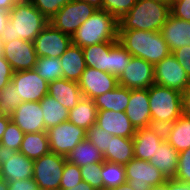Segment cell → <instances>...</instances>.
I'll return each mask as SVG.
<instances>
[{
	"instance_id": "1",
	"label": "cell",
	"mask_w": 190,
	"mask_h": 190,
	"mask_svg": "<svg viewBox=\"0 0 190 190\" xmlns=\"http://www.w3.org/2000/svg\"><path fill=\"white\" fill-rule=\"evenodd\" d=\"M48 23L49 20L29 0H18L9 11L0 40L2 43L17 39L33 42Z\"/></svg>"
},
{
	"instance_id": "2",
	"label": "cell",
	"mask_w": 190,
	"mask_h": 190,
	"mask_svg": "<svg viewBox=\"0 0 190 190\" xmlns=\"http://www.w3.org/2000/svg\"><path fill=\"white\" fill-rule=\"evenodd\" d=\"M118 42L133 56L153 66L171 54L160 31L119 30Z\"/></svg>"
},
{
	"instance_id": "3",
	"label": "cell",
	"mask_w": 190,
	"mask_h": 190,
	"mask_svg": "<svg viewBox=\"0 0 190 190\" xmlns=\"http://www.w3.org/2000/svg\"><path fill=\"white\" fill-rule=\"evenodd\" d=\"M170 14V5L154 0H137L119 20V30L160 31Z\"/></svg>"
},
{
	"instance_id": "4",
	"label": "cell",
	"mask_w": 190,
	"mask_h": 190,
	"mask_svg": "<svg viewBox=\"0 0 190 190\" xmlns=\"http://www.w3.org/2000/svg\"><path fill=\"white\" fill-rule=\"evenodd\" d=\"M119 20L104 10H96L72 35V44L81 48L118 40Z\"/></svg>"
},
{
	"instance_id": "5",
	"label": "cell",
	"mask_w": 190,
	"mask_h": 190,
	"mask_svg": "<svg viewBox=\"0 0 190 190\" xmlns=\"http://www.w3.org/2000/svg\"><path fill=\"white\" fill-rule=\"evenodd\" d=\"M152 126L165 128L182 115V93L152 85L148 89Z\"/></svg>"
},
{
	"instance_id": "6",
	"label": "cell",
	"mask_w": 190,
	"mask_h": 190,
	"mask_svg": "<svg viewBox=\"0 0 190 190\" xmlns=\"http://www.w3.org/2000/svg\"><path fill=\"white\" fill-rule=\"evenodd\" d=\"M126 179L133 190H153L163 186L167 178L149 161L133 158L125 165Z\"/></svg>"
},
{
	"instance_id": "7",
	"label": "cell",
	"mask_w": 190,
	"mask_h": 190,
	"mask_svg": "<svg viewBox=\"0 0 190 190\" xmlns=\"http://www.w3.org/2000/svg\"><path fill=\"white\" fill-rule=\"evenodd\" d=\"M66 160V157L52 152L34 160L33 180L40 190H59Z\"/></svg>"
},
{
	"instance_id": "8",
	"label": "cell",
	"mask_w": 190,
	"mask_h": 190,
	"mask_svg": "<svg viewBox=\"0 0 190 190\" xmlns=\"http://www.w3.org/2000/svg\"><path fill=\"white\" fill-rule=\"evenodd\" d=\"M97 9L78 0H71L49 20L55 28L62 33L72 35L77 31L82 23H85Z\"/></svg>"
},
{
	"instance_id": "9",
	"label": "cell",
	"mask_w": 190,
	"mask_h": 190,
	"mask_svg": "<svg viewBox=\"0 0 190 190\" xmlns=\"http://www.w3.org/2000/svg\"><path fill=\"white\" fill-rule=\"evenodd\" d=\"M47 135L50 151L67 157L78 143L86 139V130L67 120L49 128Z\"/></svg>"
},
{
	"instance_id": "10",
	"label": "cell",
	"mask_w": 190,
	"mask_h": 190,
	"mask_svg": "<svg viewBox=\"0 0 190 190\" xmlns=\"http://www.w3.org/2000/svg\"><path fill=\"white\" fill-rule=\"evenodd\" d=\"M155 84L183 93L190 87V78L181 64L170 54L154 65Z\"/></svg>"
},
{
	"instance_id": "11",
	"label": "cell",
	"mask_w": 190,
	"mask_h": 190,
	"mask_svg": "<svg viewBox=\"0 0 190 190\" xmlns=\"http://www.w3.org/2000/svg\"><path fill=\"white\" fill-rule=\"evenodd\" d=\"M37 57L60 58L71 46L72 37L48 23L33 41Z\"/></svg>"
},
{
	"instance_id": "12",
	"label": "cell",
	"mask_w": 190,
	"mask_h": 190,
	"mask_svg": "<svg viewBox=\"0 0 190 190\" xmlns=\"http://www.w3.org/2000/svg\"><path fill=\"white\" fill-rule=\"evenodd\" d=\"M154 84V66L142 58L133 56L118 77V85L130 90L149 89Z\"/></svg>"
},
{
	"instance_id": "13",
	"label": "cell",
	"mask_w": 190,
	"mask_h": 190,
	"mask_svg": "<svg viewBox=\"0 0 190 190\" xmlns=\"http://www.w3.org/2000/svg\"><path fill=\"white\" fill-rule=\"evenodd\" d=\"M11 81L22 102H39L48 94L47 81L34 69L14 72Z\"/></svg>"
},
{
	"instance_id": "14",
	"label": "cell",
	"mask_w": 190,
	"mask_h": 190,
	"mask_svg": "<svg viewBox=\"0 0 190 190\" xmlns=\"http://www.w3.org/2000/svg\"><path fill=\"white\" fill-rule=\"evenodd\" d=\"M3 56L14 72L34 69L38 58L33 42L22 39L3 43Z\"/></svg>"
},
{
	"instance_id": "15",
	"label": "cell",
	"mask_w": 190,
	"mask_h": 190,
	"mask_svg": "<svg viewBox=\"0 0 190 190\" xmlns=\"http://www.w3.org/2000/svg\"><path fill=\"white\" fill-rule=\"evenodd\" d=\"M83 97L94 99L118 86V78L111 73L86 67L78 81Z\"/></svg>"
},
{
	"instance_id": "16",
	"label": "cell",
	"mask_w": 190,
	"mask_h": 190,
	"mask_svg": "<svg viewBox=\"0 0 190 190\" xmlns=\"http://www.w3.org/2000/svg\"><path fill=\"white\" fill-rule=\"evenodd\" d=\"M10 118L24 134L47 131L39 102H22Z\"/></svg>"
},
{
	"instance_id": "17",
	"label": "cell",
	"mask_w": 190,
	"mask_h": 190,
	"mask_svg": "<svg viewBox=\"0 0 190 190\" xmlns=\"http://www.w3.org/2000/svg\"><path fill=\"white\" fill-rule=\"evenodd\" d=\"M164 140V128L149 126L136 129L133 137L134 158L149 161Z\"/></svg>"
},
{
	"instance_id": "18",
	"label": "cell",
	"mask_w": 190,
	"mask_h": 190,
	"mask_svg": "<svg viewBox=\"0 0 190 190\" xmlns=\"http://www.w3.org/2000/svg\"><path fill=\"white\" fill-rule=\"evenodd\" d=\"M125 114L136 129L152 126L148 89L130 90Z\"/></svg>"
},
{
	"instance_id": "19",
	"label": "cell",
	"mask_w": 190,
	"mask_h": 190,
	"mask_svg": "<svg viewBox=\"0 0 190 190\" xmlns=\"http://www.w3.org/2000/svg\"><path fill=\"white\" fill-rule=\"evenodd\" d=\"M95 124L113 136L133 138L136 133V128L131 124L125 112L98 111Z\"/></svg>"
},
{
	"instance_id": "20",
	"label": "cell",
	"mask_w": 190,
	"mask_h": 190,
	"mask_svg": "<svg viewBox=\"0 0 190 190\" xmlns=\"http://www.w3.org/2000/svg\"><path fill=\"white\" fill-rule=\"evenodd\" d=\"M171 53L190 45V22L178 19L171 14L160 30Z\"/></svg>"
},
{
	"instance_id": "21",
	"label": "cell",
	"mask_w": 190,
	"mask_h": 190,
	"mask_svg": "<svg viewBox=\"0 0 190 190\" xmlns=\"http://www.w3.org/2000/svg\"><path fill=\"white\" fill-rule=\"evenodd\" d=\"M48 95L70 110L83 98L79 84L65 78L48 83Z\"/></svg>"
},
{
	"instance_id": "22",
	"label": "cell",
	"mask_w": 190,
	"mask_h": 190,
	"mask_svg": "<svg viewBox=\"0 0 190 190\" xmlns=\"http://www.w3.org/2000/svg\"><path fill=\"white\" fill-rule=\"evenodd\" d=\"M33 166L34 160L29 159L20 151H16V153L1 166L0 177L7 183L15 180L33 178Z\"/></svg>"
},
{
	"instance_id": "23",
	"label": "cell",
	"mask_w": 190,
	"mask_h": 190,
	"mask_svg": "<svg viewBox=\"0 0 190 190\" xmlns=\"http://www.w3.org/2000/svg\"><path fill=\"white\" fill-rule=\"evenodd\" d=\"M178 154L165 139L158 147L149 162L157 167L167 179H172L177 173Z\"/></svg>"
},
{
	"instance_id": "24",
	"label": "cell",
	"mask_w": 190,
	"mask_h": 190,
	"mask_svg": "<svg viewBox=\"0 0 190 190\" xmlns=\"http://www.w3.org/2000/svg\"><path fill=\"white\" fill-rule=\"evenodd\" d=\"M59 60L63 69V78L78 82L86 69L82 48L71 44Z\"/></svg>"
},
{
	"instance_id": "25",
	"label": "cell",
	"mask_w": 190,
	"mask_h": 190,
	"mask_svg": "<svg viewBox=\"0 0 190 190\" xmlns=\"http://www.w3.org/2000/svg\"><path fill=\"white\" fill-rule=\"evenodd\" d=\"M165 139L178 152L190 148V118L181 115L164 128Z\"/></svg>"
},
{
	"instance_id": "26",
	"label": "cell",
	"mask_w": 190,
	"mask_h": 190,
	"mask_svg": "<svg viewBox=\"0 0 190 190\" xmlns=\"http://www.w3.org/2000/svg\"><path fill=\"white\" fill-rule=\"evenodd\" d=\"M106 161L126 165L134 158L133 138H124L110 134L109 147L103 154Z\"/></svg>"
},
{
	"instance_id": "27",
	"label": "cell",
	"mask_w": 190,
	"mask_h": 190,
	"mask_svg": "<svg viewBox=\"0 0 190 190\" xmlns=\"http://www.w3.org/2000/svg\"><path fill=\"white\" fill-rule=\"evenodd\" d=\"M130 99V89L118 85L113 90L94 98V103L98 111H118L125 112Z\"/></svg>"
},
{
	"instance_id": "28",
	"label": "cell",
	"mask_w": 190,
	"mask_h": 190,
	"mask_svg": "<svg viewBox=\"0 0 190 190\" xmlns=\"http://www.w3.org/2000/svg\"><path fill=\"white\" fill-rule=\"evenodd\" d=\"M98 109L95 106L94 100L83 97L77 105L69 110V121L74 125L89 129L96 123Z\"/></svg>"
},
{
	"instance_id": "29",
	"label": "cell",
	"mask_w": 190,
	"mask_h": 190,
	"mask_svg": "<svg viewBox=\"0 0 190 190\" xmlns=\"http://www.w3.org/2000/svg\"><path fill=\"white\" fill-rule=\"evenodd\" d=\"M19 151L32 160L50 153L47 131L24 134Z\"/></svg>"
},
{
	"instance_id": "30",
	"label": "cell",
	"mask_w": 190,
	"mask_h": 190,
	"mask_svg": "<svg viewBox=\"0 0 190 190\" xmlns=\"http://www.w3.org/2000/svg\"><path fill=\"white\" fill-rule=\"evenodd\" d=\"M66 158L69 162L79 167L104 161L103 154L88 139L78 143Z\"/></svg>"
},
{
	"instance_id": "31",
	"label": "cell",
	"mask_w": 190,
	"mask_h": 190,
	"mask_svg": "<svg viewBox=\"0 0 190 190\" xmlns=\"http://www.w3.org/2000/svg\"><path fill=\"white\" fill-rule=\"evenodd\" d=\"M86 67L109 73L110 42H102L82 48Z\"/></svg>"
},
{
	"instance_id": "32",
	"label": "cell",
	"mask_w": 190,
	"mask_h": 190,
	"mask_svg": "<svg viewBox=\"0 0 190 190\" xmlns=\"http://www.w3.org/2000/svg\"><path fill=\"white\" fill-rule=\"evenodd\" d=\"M39 103L43 110V120L47 130L69 119V110L52 96L45 95Z\"/></svg>"
},
{
	"instance_id": "33",
	"label": "cell",
	"mask_w": 190,
	"mask_h": 190,
	"mask_svg": "<svg viewBox=\"0 0 190 190\" xmlns=\"http://www.w3.org/2000/svg\"><path fill=\"white\" fill-rule=\"evenodd\" d=\"M103 190L119 187L127 182L125 166L104 160L101 172Z\"/></svg>"
},
{
	"instance_id": "34",
	"label": "cell",
	"mask_w": 190,
	"mask_h": 190,
	"mask_svg": "<svg viewBox=\"0 0 190 190\" xmlns=\"http://www.w3.org/2000/svg\"><path fill=\"white\" fill-rule=\"evenodd\" d=\"M132 55L117 41L110 42L109 73L117 78L129 64Z\"/></svg>"
},
{
	"instance_id": "35",
	"label": "cell",
	"mask_w": 190,
	"mask_h": 190,
	"mask_svg": "<svg viewBox=\"0 0 190 190\" xmlns=\"http://www.w3.org/2000/svg\"><path fill=\"white\" fill-rule=\"evenodd\" d=\"M34 70L47 83L63 78V69L59 58L38 57Z\"/></svg>"
},
{
	"instance_id": "36",
	"label": "cell",
	"mask_w": 190,
	"mask_h": 190,
	"mask_svg": "<svg viewBox=\"0 0 190 190\" xmlns=\"http://www.w3.org/2000/svg\"><path fill=\"white\" fill-rule=\"evenodd\" d=\"M21 103L12 81L0 90V110L4 116L11 117Z\"/></svg>"
},
{
	"instance_id": "37",
	"label": "cell",
	"mask_w": 190,
	"mask_h": 190,
	"mask_svg": "<svg viewBox=\"0 0 190 190\" xmlns=\"http://www.w3.org/2000/svg\"><path fill=\"white\" fill-rule=\"evenodd\" d=\"M102 166L103 162H95L80 167L82 181L90 184L96 190H103Z\"/></svg>"
},
{
	"instance_id": "38",
	"label": "cell",
	"mask_w": 190,
	"mask_h": 190,
	"mask_svg": "<svg viewBox=\"0 0 190 190\" xmlns=\"http://www.w3.org/2000/svg\"><path fill=\"white\" fill-rule=\"evenodd\" d=\"M24 132L12 121H10L4 131L0 143L8 148L19 151L23 140Z\"/></svg>"
},
{
	"instance_id": "39",
	"label": "cell",
	"mask_w": 190,
	"mask_h": 190,
	"mask_svg": "<svg viewBox=\"0 0 190 190\" xmlns=\"http://www.w3.org/2000/svg\"><path fill=\"white\" fill-rule=\"evenodd\" d=\"M86 139L95 145L102 154L105 153L110 143V132L94 124L86 130Z\"/></svg>"
},
{
	"instance_id": "40",
	"label": "cell",
	"mask_w": 190,
	"mask_h": 190,
	"mask_svg": "<svg viewBox=\"0 0 190 190\" xmlns=\"http://www.w3.org/2000/svg\"><path fill=\"white\" fill-rule=\"evenodd\" d=\"M82 182L80 167L66 160L59 190L69 189Z\"/></svg>"
},
{
	"instance_id": "41",
	"label": "cell",
	"mask_w": 190,
	"mask_h": 190,
	"mask_svg": "<svg viewBox=\"0 0 190 190\" xmlns=\"http://www.w3.org/2000/svg\"><path fill=\"white\" fill-rule=\"evenodd\" d=\"M137 0H103L102 10L120 20L136 4Z\"/></svg>"
},
{
	"instance_id": "42",
	"label": "cell",
	"mask_w": 190,
	"mask_h": 190,
	"mask_svg": "<svg viewBox=\"0 0 190 190\" xmlns=\"http://www.w3.org/2000/svg\"><path fill=\"white\" fill-rule=\"evenodd\" d=\"M48 20L71 0H29Z\"/></svg>"
},
{
	"instance_id": "43",
	"label": "cell",
	"mask_w": 190,
	"mask_h": 190,
	"mask_svg": "<svg viewBox=\"0 0 190 190\" xmlns=\"http://www.w3.org/2000/svg\"><path fill=\"white\" fill-rule=\"evenodd\" d=\"M174 179L190 183V148L179 152L177 173Z\"/></svg>"
},
{
	"instance_id": "44",
	"label": "cell",
	"mask_w": 190,
	"mask_h": 190,
	"mask_svg": "<svg viewBox=\"0 0 190 190\" xmlns=\"http://www.w3.org/2000/svg\"><path fill=\"white\" fill-rule=\"evenodd\" d=\"M170 12L172 16L190 22V0H173Z\"/></svg>"
},
{
	"instance_id": "45",
	"label": "cell",
	"mask_w": 190,
	"mask_h": 190,
	"mask_svg": "<svg viewBox=\"0 0 190 190\" xmlns=\"http://www.w3.org/2000/svg\"><path fill=\"white\" fill-rule=\"evenodd\" d=\"M171 54L181 64L184 71L187 73V75L190 78V45L178 48L174 50Z\"/></svg>"
},
{
	"instance_id": "46",
	"label": "cell",
	"mask_w": 190,
	"mask_h": 190,
	"mask_svg": "<svg viewBox=\"0 0 190 190\" xmlns=\"http://www.w3.org/2000/svg\"><path fill=\"white\" fill-rule=\"evenodd\" d=\"M13 74L14 71L10 64L4 56H0V90L11 81Z\"/></svg>"
},
{
	"instance_id": "47",
	"label": "cell",
	"mask_w": 190,
	"mask_h": 190,
	"mask_svg": "<svg viewBox=\"0 0 190 190\" xmlns=\"http://www.w3.org/2000/svg\"><path fill=\"white\" fill-rule=\"evenodd\" d=\"M7 184L8 190H40L33 178L15 180Z\"/></svg>"
},
{
	"instance_id": "48",
	"label": "cell",
	"mask_w": 190,
	"mask_h": 190,
	"mask_svg": "<svg viewBox=\"0 0 190 190\" xmlns=\"http://www.w3.org/2000/svg\"><path fill=\"white\" fill-rule=\"evenodd\" d=\"M166 190H190V183L182 182L177 179H167L163 185Z\"/></svg>"
},
{
	"instance_id": "49",
	"label": "cell",
	"mask_w": 190,
	"mask_h": 190,
	"mask_svg": "<svg viewBox=\"0 0 190 190\" xmlns=\"http://www.w3.org/2000/svg\"><path fill=\"white\" fill-rule=\"evenodd\" d=\"M182 114L190 118V87L182 93Z\"/></svg>"
},
{
	"instance_id": "50",
	"label": "cell",
	"mask_w": 190,
	"mask_h": 190,
	"mask_svg": "<svg viewBox=\"0 0 190 190\" xmlns=\"http://www.w3.org/2000/svg\"><path fill=\"white\" fill-rule=\"evenodd\" d=\"M16 151L0 143V165L2 166Z\"/></svg>"
},
{
	"instance_id": "51",
	"label": "cell",
	"mask_w": 190,
	"mask_h": 190,
	"mask_svg": "<svg viewBox=\"0 0 190 190\" xmlns=\"http://www.w3.org/2000/svg\"><path fill=\"white\" fill-rule=\"evenodd\" d=\"M9 18V11L0 9V39Z\"/></svg>"
},
{
	"instance_id": "52",
	"label": "cell",
	"mask_w": 190,
	"mask_h": 190,
	"mask_svg": "<svg viewBox=\"0 0 190 190\" xmlns=\"http://www.w3.org/2000/svg\"><path fill=\"white\" fill-rule=\"evenodd\" d=\"M18 0H0V9L10 11Z\"/></svg>"
},
{
	"instance_id": "53",
	"label": "cell",
	"mask_w": 190,
	"mask_h": 190,
	"mask_svg": "<svg viewBox=\"0 0 190 190\" xmlns=\"http://www.w3.org/2000/svg\"><path fill=\"white\" fill-rule=\"evenodd\" d=\"M64 190H96V189H94L90 184L86 183L85 181H82L78 183L76 186Z\"/></svg>"
},
{
	"instance_id": "54",
	"label": "cell",
	"mask_w": 190,
	"mask_h": 190,
	"mask_svg": "<svg viewBox=\"0 0 190 190\" xmlns=\"http://www.w3.org/2000/svg\"><path fill=\"white\" fill-rule=\"evenodd\" d=\"M10 121H11V118L7 117V116H3L2 118H0V141L3 137L4 131L6 130V127Z\"/></svg>"
},
{
	"instance_id": "55",
	"label": "cell",
	"mask_w": 190,
	"mask_h": 190,
	"mask_svg": "<svg viewBox=\"0 0 190 190\" xmlns=\"http://www.w3.org/2000/svg\"><path fill=\"white\" fill-rule=\"evenodd\" d=\"M78 1L87 2L88 4L96 8L97 10H102L103 0H78Z\"/></svg>"
},
{
	"instance_id": "56",
	"label": "cell",
	"mask_w": 190,
	"mask_h": 190,
	"mask_svg": "<svg viewBox=\"0 0 190 190\" xmlns=\"http://www.w3.org/2000/svg\"><path fill=\"white\" fill-rule=\"evenodd\" d=\"M109 190H133L128 182L123 183L119 187L111 188Z\"/></svg>"
},
{
	"instance_id": "57",
	"label": "cell",
	"mask_w": 190,
	"mask_h": 190,
	"mask_svg": "<svg viewBox=\"0 0 190 190\" xmlns=\"http://www.w3.org/2000/svg\"><path fill=\"white\" fill-rule=\"evenodd\" d=\"M0 190H8L7 182L0 177Z\"/></svg>"
},
{
	"instance_id": "58",
	"label": "cell",
	"mask_w": 190,
	"mask_h": 190,
	"mask_svg": "<svg viewBox=\"0 0 190 190\" xmlns=\"http://www.w3.org/2000/svg\"><path fill=\"white\" fill-rule=\"evenodd\" d=\"M154 1L161 2L171 6L173 0H154Z\"/></svg>"
},
{
	"instance_id": "59",
	"label": "cell",
	"mask_w": 190,
	"mask_h": 190,
	"mask_svg": "<svg viewBox=\"0 0 190 190\" xmlns=\"http://www.w3.org/2000/svg\"><path fill=\"white\" fill-rule=\"evenodd\" d=\"M0 56H3V43L0 40Z\"/></svg>"
},
{
	"instance_id": "60",
	"label": "cell",
	"mask_w": 190,
	"mask_h": 190,
	"mask_svg": "<svg viewBox=\"0 0 190 190\" xmlns=\"http://www.w3.org/2000/svg\"><path fill=\"white\" fill-rule=\"evenodd\" d=\"M153 190H166V188L164 186H160V187L154 188Z\"/></svg>"
},
{
	"instance_id": "61",
	"label": "cell",
	"mask_w": 190,
	"mask_h": 190,
	"mask_svg": "<svg viewBox=\"0 0 190 190\" xmlns=\"http://www.w3.org/2000/svg\"><path fill=\"white\" fill-rule=\"evenodd\" d=\"M3 116V112L0 110V118H2Z\"/></svg>"
}]
</instances>
